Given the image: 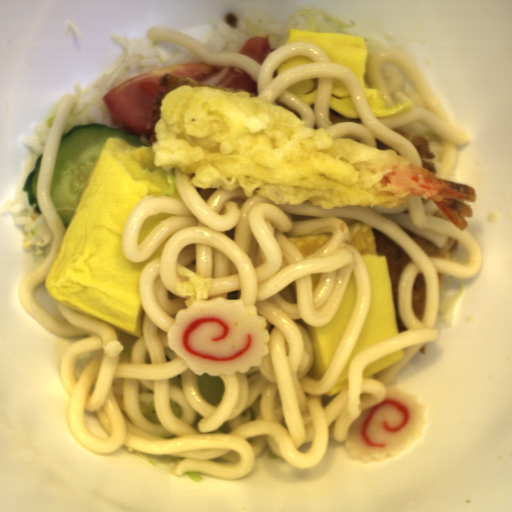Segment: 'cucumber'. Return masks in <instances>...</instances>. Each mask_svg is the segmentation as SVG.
Returning a JSON list of instances; mask_svg holds the SVG:
<instances>
[{
  "mask_svg": "<svg viewBox=\"0 0 512 512\" xmlns=\"http://www.w3.org/2000/svg\"><path fill=\"white\" fill-rule=\"evenodd\" d=\"M42 157L43 153L38 157L35 163V168L28 174L27 178L25 179L21 187V189L28 193L30 206L34 209V211L37 214H42L37 200L38 180Z\"/></svg>",
  "mask_w": 512,
  "mask_h": 512,
  "instance_id": "obj_3",
  "label": "cucumber"
},
{
  "mask_svg": "<svg viewBox=\"0 0 512 512\" xmlns=\"http://www.w3.org/2000/svg\"><path fill=\"white\" fill-rule=\"evenodd\" d=\"M198 389L205 401L212 406H218L224 395L225 384L221 376L197 375Z\"/></svg>",
  "mask_w": 512,
  "mask_h": 512,
  "instance_id": "obj_2",
  "label": "cucumber"
},
{
  "mask_svg": "<svg viewBox=\"0 0 512 512\" xmlns=\"http://www.w3.org/2000/svg\"><path fill=\"white\" fill-rule=\"evenodd\" d=\"M109 137L122 138L131 147L145 146L135 136L101 122L73 126L61 139L50 198L66 230Z\"/></svg>",
  "mask_w": 512,
  "mask_h": 512,
  "instance_id": "obj_1",
  "label": "cucumber"
}]
</instances>
